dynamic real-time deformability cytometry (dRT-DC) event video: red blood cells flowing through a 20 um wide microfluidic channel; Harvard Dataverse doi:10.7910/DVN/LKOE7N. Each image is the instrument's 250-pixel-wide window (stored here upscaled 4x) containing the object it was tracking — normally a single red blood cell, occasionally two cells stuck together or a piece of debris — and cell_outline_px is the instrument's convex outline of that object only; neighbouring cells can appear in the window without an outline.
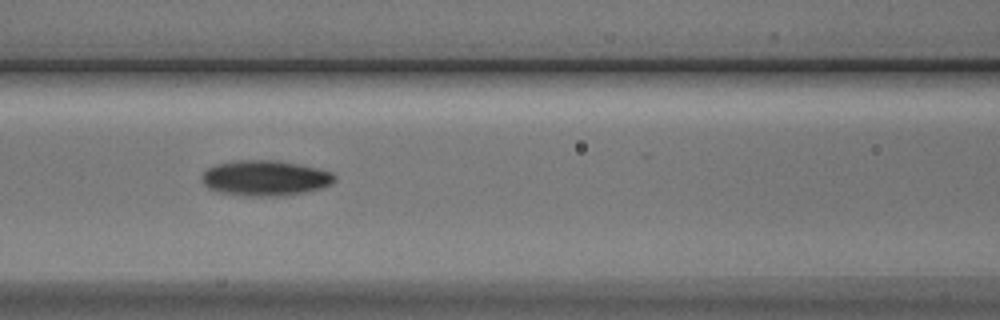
{"species": "Egyptian fruit bat (a non-hibernating species)", "species_latin": "Rousettus aegyptiacus", "temperature_condition": "cold", "stored_images_in_passage": 9, "camera_frame_rate_fps": 3000, "um_per_image_px": 0.085, "animal": {"sex": "male"}, "frame": {"image": 1, "passage_image": 7, "time_ms": 7.667, "image_size_px": [1000, 320], "cell_outline_px": [[336, 180], [332, 184], [324, 188], [284, 196], [244, 196], [216, 192], [208, 188], [200, 180], [200, 176], [208, 168], [216, 164], [236, 160], [276, 160], [300, 164], [332, 172], [336, 176]], "centroid_in_image_um": [22.53, 15.14], "position_along_channel_um": 144.1, "area_um2": 27.86}}
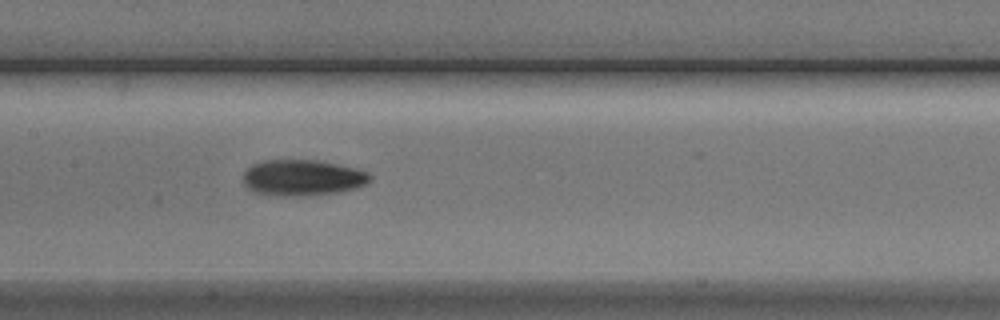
{"frame": {"image": 2, "passage_image": 8, "time_ms": 8.667, "image_size_px": [1000, 320], "cell_outline_px": [[372, 180], [356, 188], [340, 192], [304, 196], [268, 196], [252, 192], [244, 184], [244, 172], [252, 164], [264, 160], [316, 160], [356, 168], [368, 172], [372, 176]], "centroid_in_image_um": [25.7, 15.12], "position_along_channel_um": 181.7, "area_um2": 26.93}}